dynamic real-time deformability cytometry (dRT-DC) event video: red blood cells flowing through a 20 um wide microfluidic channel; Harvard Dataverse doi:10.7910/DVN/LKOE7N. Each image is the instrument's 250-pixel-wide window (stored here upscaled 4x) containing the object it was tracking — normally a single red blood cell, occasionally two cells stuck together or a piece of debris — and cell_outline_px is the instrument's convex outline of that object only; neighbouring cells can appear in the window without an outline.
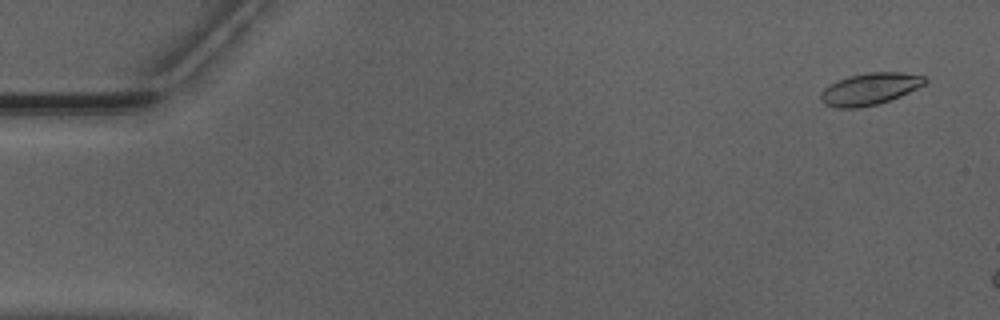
{"species": "Egyptian fruit bat (a non-hibernating species)", "species_latin": "Rousettus aegyptiacus", "temperature_condition": "warm", "stored_images_in_passage": 8, "camera_frame_rate_fps": 3000, "um_per_image_px": 0.085, "animal": {"sex": "male"}, "frame": {"image": 1, "passage_image": 3, "time_ms": 0.667, "image_size_px": [1000, 320], "cell_outline_px": [[928, 80], [924, 84], [900, 96], [876, 104], [856, 108], [836, 108], [824, 104], [820, 100], [820, 92], [824, 88], [848, 76], [868, 72], [900, 72], [924, 76]], "centroid_in_image_um": [73.91, 7.56], "position_along_channel_um": 11.1, "area_um2": 19.13}}